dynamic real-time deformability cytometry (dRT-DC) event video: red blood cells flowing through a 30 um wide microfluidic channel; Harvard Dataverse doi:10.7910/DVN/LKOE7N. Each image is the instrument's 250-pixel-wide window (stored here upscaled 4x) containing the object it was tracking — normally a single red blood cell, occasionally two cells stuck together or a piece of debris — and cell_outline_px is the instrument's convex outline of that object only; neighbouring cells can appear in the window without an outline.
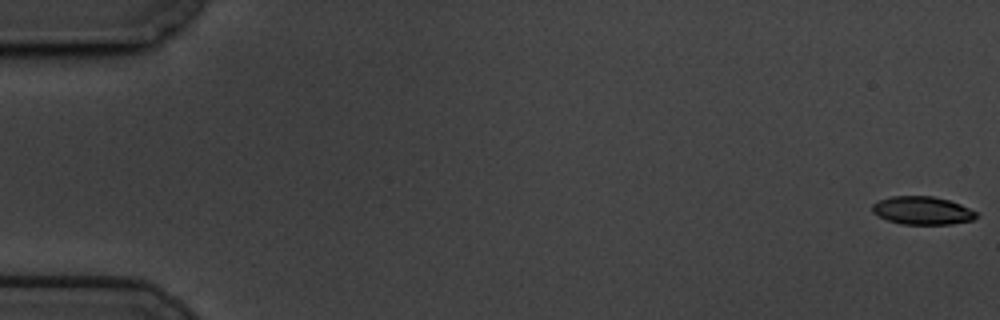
{"species": "common noctule bat (a hibernating species)", "species_latin": "Nyctalus noctula", "temperature_condition": "cold", "stored_images_in_passage": 59, "camera_frame_rate_fps": 3000, "um_per_image_px": 0.085, "animal": {"sex": "male", "body_mass_g": 19.5, "forearm_length_mm": 54.6}, "frame": {"image": 1, "passage_image": 1, "time_ms": 0.0, "image_size_px": [1000, 320], "cell_outline_px": [[980, 216], [972, 220], [952, 224], [900, 224], [888, 220], [872, 212], [872, 204], [880, 200], [892, 196], [932, 196], [948, 200], [960, 204], [976, 212]], "centroid_in_image_um": [78.41, 17.9], "position_along_channel_um": 6.6, "area_um2": 16.94}}
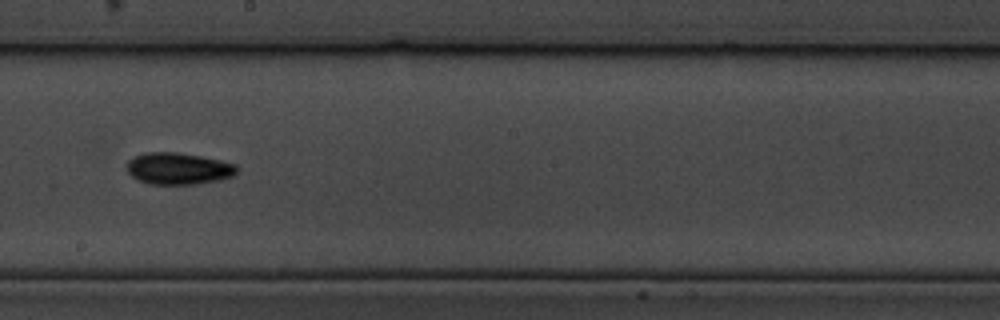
{"frame": {"image": 2, "passage_image": 34, "time_ms": 11.0, "image_size_px": [1000, 320], "cell_outline_px": [[236, 172], [232, 176], [220, 180], [196, 184], [148, 184], [132, 176], [128, 172], [128, 160], [144, 152], [176, 152], [200, 156], [220, 160], [236, 164]], "centroid_in_image_um": [15.16, 14.33], "position_along_channel_um": 233.0, "area_um2": 20.23}}
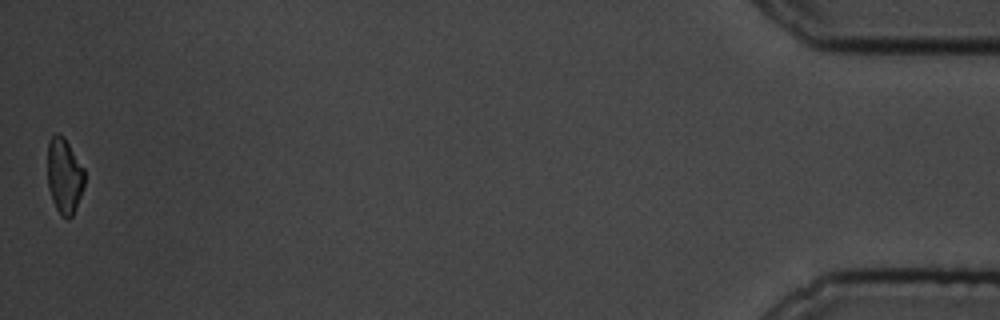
{"frame": {"image": 3, "passage_image": 59, "time_ms": 19.333, "image_size_px": [1000, 320], "cell_outline_px": [[84, 184], [76, 208], [72, 216], [68, 220], [60, 216], [52, 200], [48, 188], [48, 140], [56, 132], [64, 136], [84, 168]], "centroid_in_image_um": [5.46, 14.95], "position_along_channel_um": 429.7, "area_um2": 16.42}, "authors_computed_cell_mechanics": {"area_um2": 18.0336, "velocity_mm_per_s": 3.4444, "shape_relaxation_time_tau1_ms": 2.7979, "shape_relaxation_time_tau2_ms": null, "deformation_change_tau1": 0.1178, "deformation_change_tau2": null}}